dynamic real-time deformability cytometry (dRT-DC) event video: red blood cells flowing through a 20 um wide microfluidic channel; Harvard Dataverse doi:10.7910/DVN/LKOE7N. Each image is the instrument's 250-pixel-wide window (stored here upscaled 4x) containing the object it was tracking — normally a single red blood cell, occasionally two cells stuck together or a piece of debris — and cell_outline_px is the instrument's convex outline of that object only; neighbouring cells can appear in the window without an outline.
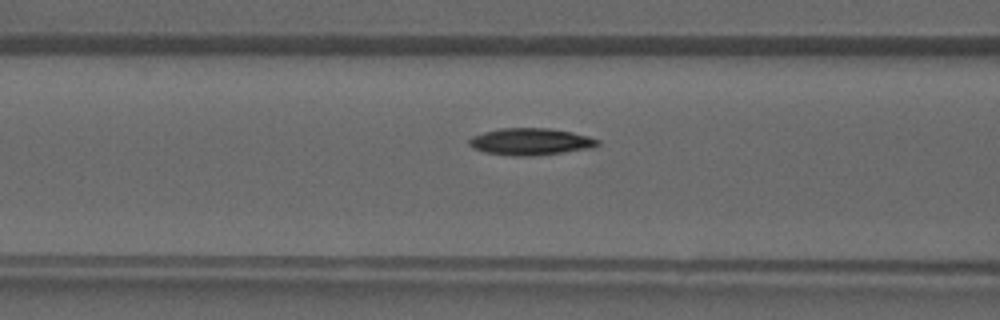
{"species": "common noctule bat (a hibernating species)", "species_latin": "Nyctalus noctula", "temperature_condition": "warm", "stored_images_in_passage": 39, "camera_frame_rate_fps": 3000, "um_per_image_px": 0.085, "animal": {"sex": "male", "forearm_length_mm": 52.5}, "frame": {"image": 1, "passage_image": 17, "time_ms": 5.333, "image_size_px": [1000, 320], "cell_outline_px": [[600, 144], [592, 148], [532, 156], [512, 156], [484, 152], [472, 148], [468, 144], [468, 140], [472, 136], [484, 132], [500, 128], [548, 128], [572, 132], [588, 136], [600, 140]], "centroid_in_image_um": [45.08, 12.04], "position_along_channel_um": 121.5, "area_um2": 20.23}}
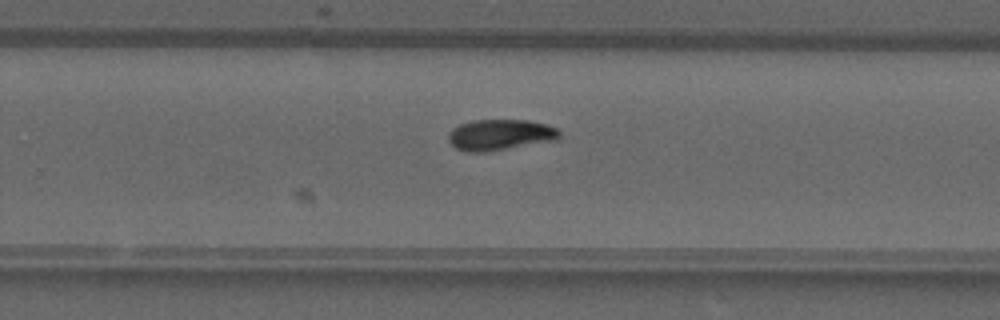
{"frame": {"image": 2, "passage_image": 27, "time_ms": 8.667, "image_size_px": [1000, 320], "cell_outline_px": [[560, 136], [556, 140], [484, 152], [468, 152], [456, 148], [448, 140], [448, 132], [452, 128], [460, 124], [472, 120], [528, 120], [544, 124], [556, 128], [560, 132]], "centroid_in_image_um": [42.47, 11.45], "position_along_channel_um": 287.3, "area_um2": 19.88}}
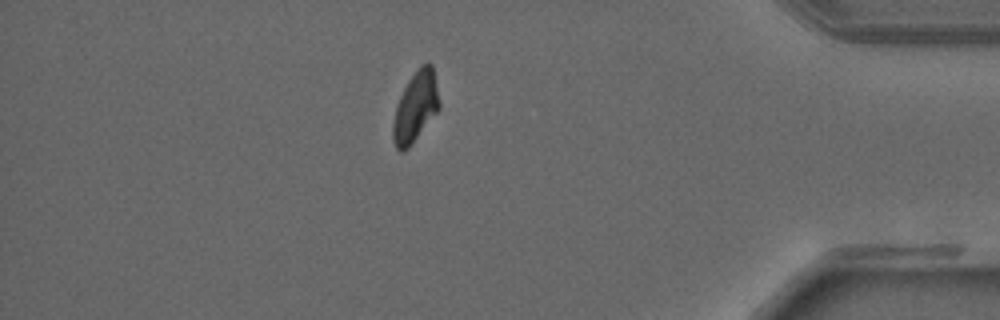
{"frame": {"image": 3, "passage_image": 36, "time_ms": 11.667, "image_size_px": [1000, 320], "cell_outline_px": [[440, 108], [408, 148], [404, 152], [400, 152], [396, 148], [392, 140], [392, 124], [396, 108], [400, 96], [408, 80], [420, 64], [432, 64], [440, 104]], "centroid_in_image_um": [35.3, 9.11], "position_along_channel_um": 399.9, "area_um2": 18.79}}